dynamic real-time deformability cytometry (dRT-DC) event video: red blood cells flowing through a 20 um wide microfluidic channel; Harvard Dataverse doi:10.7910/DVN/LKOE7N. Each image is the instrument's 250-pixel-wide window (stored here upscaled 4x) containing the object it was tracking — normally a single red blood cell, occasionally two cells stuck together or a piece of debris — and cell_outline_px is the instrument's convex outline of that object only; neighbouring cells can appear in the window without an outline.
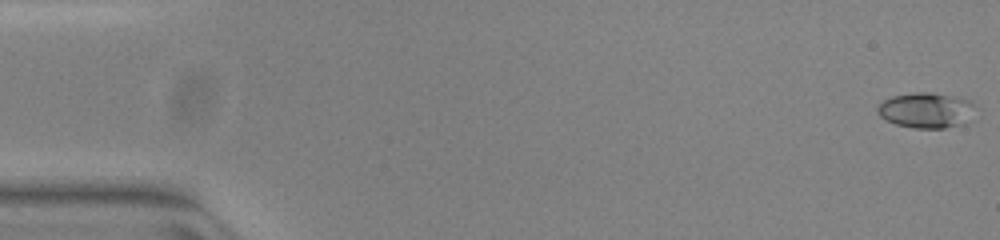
{"species": "common noctule bat (a hibernating species)", "species_latin": "Nyctalus noctula", "temperature_condition": "warm", "stored_images_in_passage": 52, "camera_frame_rate_fps": 3000, "um_per_image_px": 0.085, "animal": {"sex": "female", "body_mass_g": 23.0, "forearm_length_mm": 53.4}, "frame": {"image": 1, "passage_image": 1, "time_ms": 0.0, "image_size_px": [1000, 240], "cell_outline_px": [[980, 108], [968, 124], [944, 128], [916, 128], [896, 124], [880, 116], [876, 108], [884, 100], [892, 96], [912, 92], [928, 92], [956, 96], [972, 100]], "centroid_in_image_um": [78.87, 9.37], "position_along_channel_um": 6.1, "area_um2": 20.87}}
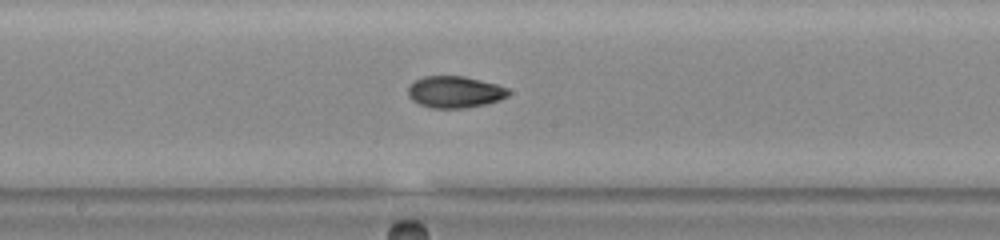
{"frame": {"image": 2, "passage_image": 28, "time_ms": 9.0, "image_size_px": [1000, 240], "cell_outline_px": [[512, 92], [508, 96], [500, 100], [484, 104], [464, 108], [432, 108], [420, 104], [412, 100], [408, 96], [408, 84], [424, 76], [464, 76], [496, 84], [508, 88]], "centroid_in_image_um": [38.66, 7.81], "position_along_channel_um": 209.5, "area_um2": 18.61}}
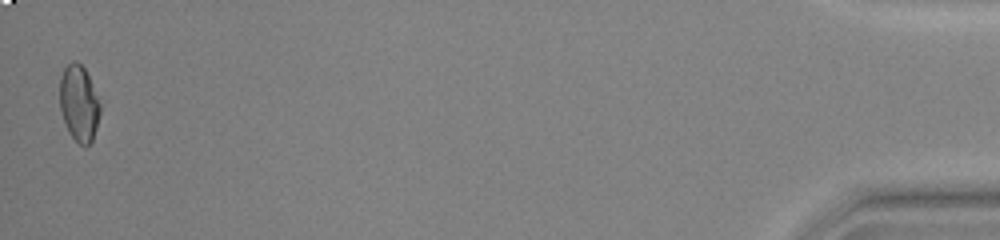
{"frame": {"image": 3, "passage_image": 52, "time_ms": 17.0, "image_size_px": [1000, 240], "cell_outline_px": [[104, 100], [96, 128], [92, 140], [88, 144], [80, 144], [68, 132], [64, 124], [60, 108], [60, 76], [64, 68], [72, 60], [76, 60], [84, 68]], "centroid_in_image_um": [6.76, 8.73], "position_along_channel_um": 428.4, "area_um2": 18.55}, "authors_computed_cell_mechanics": {"area_um2": 18.2359, "velocity_mm_per_s": 3.9444, "shape_relaxation_time_tau1_ms": null, "shape_relaxation_time_tau2_ms": 3.3299, "deformation_change_tau1": null, "deformation_change_tau2": 0.0659}}